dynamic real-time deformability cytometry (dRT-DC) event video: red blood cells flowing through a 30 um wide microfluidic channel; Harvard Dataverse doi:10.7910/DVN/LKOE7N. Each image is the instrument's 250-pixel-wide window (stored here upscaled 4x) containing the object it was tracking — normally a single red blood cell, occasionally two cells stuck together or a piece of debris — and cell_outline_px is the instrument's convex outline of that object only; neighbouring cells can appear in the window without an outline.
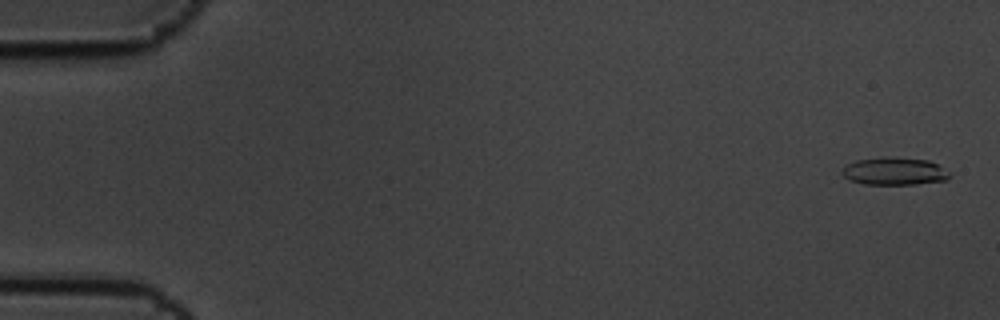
{"species": "common noctule bat (a hibernating species)", "species_latin": "Nyctalus noctula", "temperature_condition": "cold", "stored_images_in_passage": 5, "camera_frame_rate_fps": 3000, "um_per_image_px": 0.085, "animal": {"sex": "male", "body_mass_g": 19.5, "forearm_length_mm": 54.6}, "frame": {"image": 1, "passage_image": 1, "time_ms": 0.0, "image_size_px": [1000, 320], "cell_outline_px": [[948, 180], [916, 184], [864, 184], [852, 180], [844, 176], [840, 172], [840, 168], [856, 160], [884, 156], [892, 156], [928, 160], [936, 164], [948, 172]], "centroid_in_image_um": [75.98, 14.54], "position_along_channel_um": 9.0, "area_um2": 17.34}}
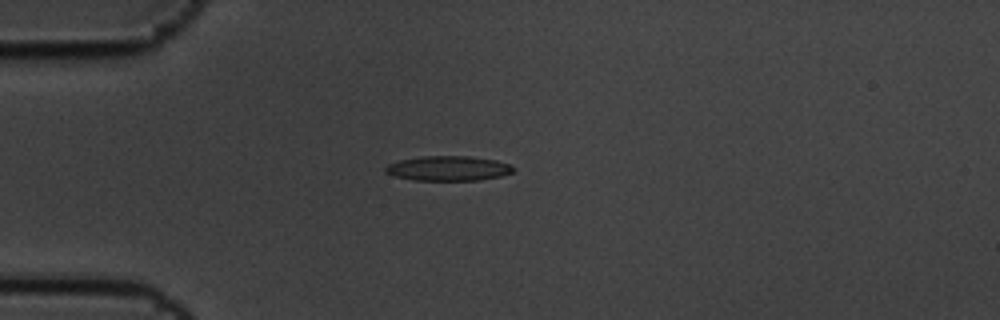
{"frame": {"image": 2, "passage_image": 5, "time_ms": 1.333, "image_size_px": [1000, 320], "cell_outline_px": [[516, 168], [512, 172], [500, 176], [480, 180], [412, 180], [396, 176], [384, 172], [384, 168], [388, 164], [400, 160], [420, 156], [468, 156], [496, 160], [512, 164]], "centroid_in_image_um": [38.12, 14.3], "position_along_channel_um": 46.9, "area_um2": 18.55}}